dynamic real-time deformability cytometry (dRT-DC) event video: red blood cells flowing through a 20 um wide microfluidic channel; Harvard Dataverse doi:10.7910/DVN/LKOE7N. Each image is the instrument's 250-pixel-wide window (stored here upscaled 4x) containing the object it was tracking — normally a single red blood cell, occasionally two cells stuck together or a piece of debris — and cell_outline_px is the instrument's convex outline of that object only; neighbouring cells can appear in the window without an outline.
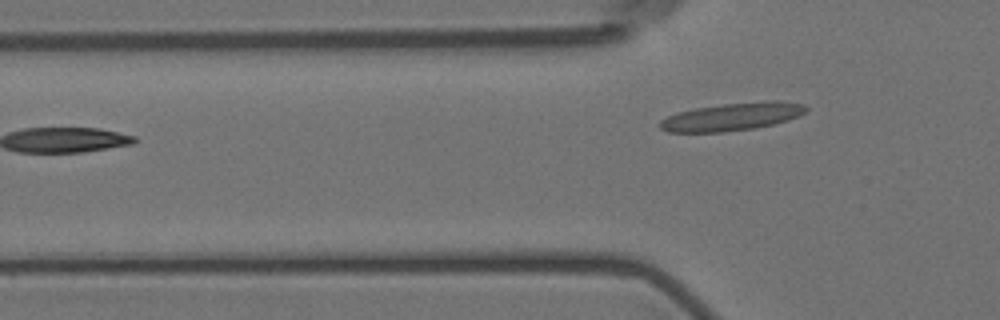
{"species": "Egyptian fruit bat (a non-hibernating species)", "species_latin": "Rousettus aegyptiacus", "temperature_condition": "room temperature", "stored_images_in_passage": 5, "segment_of_instrument_passage": [2, 2], "camera_frame_rate_fps": 3000, "um_per_image_px": 0.085, "animal": {"sex": "female"}, "frame": {"image": 1, "passage_image": 5, "time_ms": 4.667, "image_size_px": [1000, 320], "cell_outline_px": [[808, 108], [804, 112], [788, 120], [772, 124], [752, 128], [724, 132], [668, 132], [660, 128], [660, 120], [676, 112], [696, 108], [724, 104], [764, 100], [780, 100], [804, 104]], "centroid_in_image_um": [62.22, 9.91], "position_along_channel_um": 63.6, "area_um2": 23.58}}